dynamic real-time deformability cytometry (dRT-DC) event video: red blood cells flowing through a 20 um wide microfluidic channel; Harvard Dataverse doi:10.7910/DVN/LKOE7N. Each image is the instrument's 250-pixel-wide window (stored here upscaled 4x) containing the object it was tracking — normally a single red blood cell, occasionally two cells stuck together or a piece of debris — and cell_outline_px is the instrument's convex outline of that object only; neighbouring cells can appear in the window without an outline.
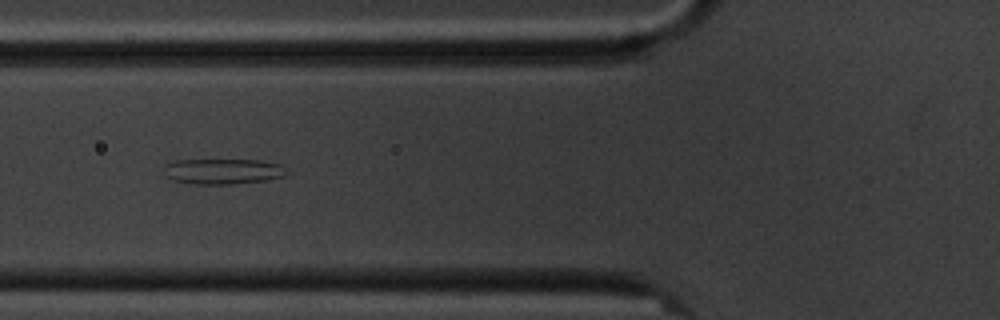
{"species": "common noctule bat (a hibernating species)", "species_latin": "Nyctalus noctula", "temperature_condition": "cold", "stored_images_in_passage": 16, "camera_frame_rate_fps": 3000, "um_per_image_px": 0.085, "animal": {"sex": "male", "body_mass_g": 20.1, "forearm_length_mm": 53.5}, "frame": {"image": 1, "passage_image": 7, "time_ms": 8.0, "image_size_px": [1000, 320], "cell_outline_px": [[288, 172], [284, 176], [268, 180], [232, 184], [196, 184], [172, 180], [164, 176], [164, 164], [172, 160], [260, 160], [280, 164]], "centroid_in_image_um": [18.91, 14.56], "position_along_channel_um": 106.9, "area_um2": 18.44}}
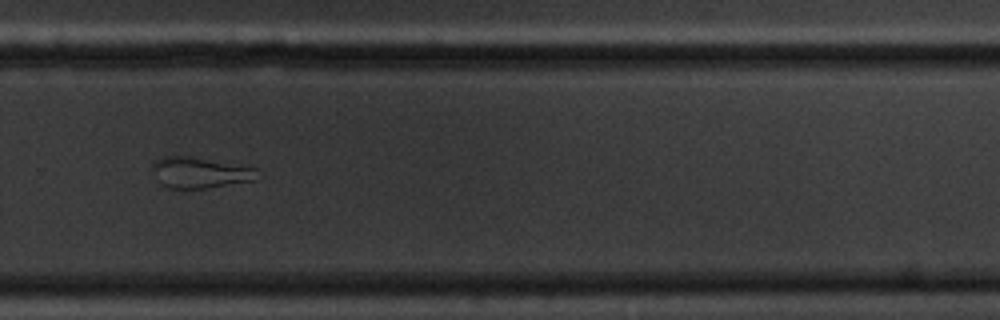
{"frame": {"image": 2, "passage_image": 12, "time_ms": 14.0, "image_size_px": [1000, 320], "cell_outline_px": [[256, 168], [252, 180], [208, 188], [168, 188], [160, 184], [152, 168], [152, 160], [164, 156], [188, 156]], "centroid_in_image_um": [16.87, 14.66], "position_along_channel_um": 312.9, "area_um2": 18.44}}